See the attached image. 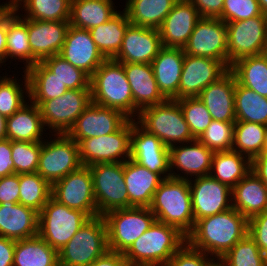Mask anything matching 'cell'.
Instances as JSON below:
<instances>
[{
    "label": "cell",
    "mask_w": 267,
    "mask_h": 266,
    "mask_svg": "<svg viewBox=\"0 0 267 266\" xmlns=\"http://www.w3.org/2000/svg\"><path fill=\"white\" fill-rule=\"evenodd\" d=\"M248 234V220L233 207L197 220L186 242L219 260Z\"/></svg>",
    "instance_id": "cell-1"
},
{
    "label": "cell",
    "mask_w": 267,
    "mask_h": 266,
    "mask_svg": "<svg viewBox=\"0 0 267 266\" xmlns=\"http://www.w3.org/2000/svg\"><path fill=\"white\" fill-rule=\"evenodd\" d=\"M185 242L176 227L156 220L123 255L128 266H166Z\"/></svg>",
    "instance_id": "cell-2"
},
{
    "label": "cell",
    "mask_w": 267,
    "mask_h": 266,
    "mask_svg": "<svg viewBox=\"0 0 267 266\" xmlns=\"http://www.w3.org/2000/svg\"><path fill=\"white\" fill-rule=\"evenodd\" d=\"M149 208L157 221L176 227L185 236L193 230L195 222L188 180L164 178Z\"/></svg>",
    "instance_id": "cell-3"
},
{
    "label": "cell",
    "mask_w": 267,
    "mask_h": 266,
    "mask_svg": "<svg viewBox=\"0 0 267 266\" xmlns=\"http://www.w3.org/2000/svg\"><path fill=\"white\" fill-rule=\"evenodd\" d=\"M94 104L114 108L133 119V95L123 65L106 59L90 77Z\"/></svg>",
    "instance_id": "cell-4"
},
{
    "label": "cell",
    "mask_w": 267,
    "mask_h": 266,
    "mask_svg": "<svg viewBox=\"0 0 267 266\" xmlns=\"http://www.w3.org/2000/svg\"><path fill=\"white\" fill-rule=\"evenodd\" d=\"M135 119L168 148L195 140L176 100L167 99L164 103L143 108Z\"/></svg>",
    "instance_id": "cell-5"
},
{
    "label": "cell",
    "mask_w": 267,
    "mask_h": 266,
    "mask_svg": "<svg viewBox=\"0 0 267 266\" xmlns=\"http://www.w3.org/2000/svg\"><path fill=\"white\" fill-rule=\"evenodd\" d=\"M108 251L103 216L90 218L58 251L59 266H89Z\"/></svg>",
    "instance_id": "cell-6"
},
{
    "label": "cell",
    "mask_w": 267,
    "mask_h": 266,
    "mask_svg": "<svg viewBox=\"0 0 267 266\" xmlns=\"http://www.w3.org/2000/svg\"><path fill=\"white\" fill-rule=\"evenodd\" d=\"M108 250L124 254L133 242L156 221L149 207H129L111 210L103 215Z\"/></svg>",
    "instance_id": "cell-7"
},
{
    "label": "cell",
    "mask_w": 267,
    "mask_h": 266,
    "mask_svg": "<svg viewBox=\"0 0 267 266\" xmlns=\"http://www.w3.org/2000/svg\"><path fill=\"white\" fill-rule=\"evenodd\" d=\"M89 219L86 213L68 208L51 196L39 212L38 235L59 251Z\"/></svg>",
    "instance_id": "cell-8"
},
{
    "label": "cell",
    "mask_w": 267,
    "mask_h": 266,
    "mask_svg": "<svg viewBox=\"0 0 267 266\" xmlns=\"http://www.w3.org/2000/svg\"><path fill=\"white\" fill-rule=\"evenodd\" d=\"M89 168L98 216L114 209L129 208L124 163H97Z\"/></svg>",
    "instance_id": "cell-9"
},
{
    "label": "cell",
    "mask_w": 267,
    "mask_h": 266,
    "mask_svg": "<svg viewBox=\"0 0 267 266\" xmlns=\"http://www.w3.org/2000/svg\"><path fill=\"white\" fill-rule=\"evenodd\" d=\"M42 141L37 173L51 185L82 166L79 147L67 134ZM50 141V142H49Z\"/></svg>",
    "instance_id": "cell-10"
},
{
    "label": "cell",
    "mask_w": 267,
    "mask_h": 266,
    "mask_svg": "<svg viewBox=\"0 0 267 266\" xmlns=\"http://www.w3.org/2000/svg\"><path fill=\"white\" fill-rule=\"evenodd\" d=\"M132 119L118 131L78 142L82 166L97 163H124L130 159Z\"/></svg>",
    "instance_id": "cell-11"
},
{
    "label": "cell",
    "mask_w": 267,
    "mask_h": 266,
    "mask_svg": "<svg viewBox=\"0 0 267 266\" xmlns=\"http://www.w3.org/2000/svg\"><path fill=\"white\" fill-rule=\"evenodd\" d=\"M228 69L238 59L265 53L267 15L226 23Z\"/></svg>",
    "instance_id": "cell-12"
},
{
    "label": "cell",
    "mask_w": 267,
    "mask_h": 266,
    "mask_svg": "<svg viewBox=\"0 0 267 266\" xmlns=\"http://www.w3.org/2000/svg\"><path fill=\"white\" fill-rule=\"evenodd\" d=\"M91 103L90 89L67 90L60 97L46 100L39 106L44 126L55 134H67Z\"/></svg>",
    "instance_id": "cell-13"
},
{
    "label": "cell",
    "mask_w": 267,
    "mask_h": 266,
    "mask_svg": "<svg viewBox=\"0 0 267 266\" xmlns=\"http://www.w3.org/2000/svg\"><path fill=\"white\" fill-rule=\"evenodd\" d=\"M51 196L68 208L86 213L90 218L98 216L89 166H81L54 182Z\"/></svg>",
    "instance_id": "cell-14"
},
{
    "label": "cell",
    "mask_w": 267,
    "mask_h": 266,
    "mask_svg": "<svg viewBox=\"0 0 267 266\" xmlns=\"http://www.w3.org/2000/svg\"><path fill=\"white\" fill-rule=\"evenodd\" d=\"M227 27L220 18L202 17L183 50L185 54L221 61L228 68Z\"/></svg>",
    "instance_id": "cell-15"
},
{
    "label": "cell",
    "mask_w": 267,
    "mask_h": 266,
    "mask_svg": "<svg viewBox=\"0 0 267 266\" xmlns=\"http://www.w3.org/2000/svg\"><path fill=\"white\" fill-rule=\"evenodd\" d=\"M191 179L188 181L194 222L232 208V189L228 185L210 175Z\"/></svg>",
    "instance_id": "cell-16"
},
{
    "label": "cell",
    "mask_w": 267,
    "mask_h": 266,
    "mask_svg": "<svg viewBox=\"0 0 267 266\" xmlns=\"http://www.w3.org/2000/svg\"><path fill=\"white\" fill-rule=\"evenodd\" d=\"M130 118L121 111L93 102L77 118L67 135L76 143L118 131Z\"/></svg>",
    "instance_id": "cell-17"
},
{
    "label": "cell",
    "mask_w": 267,
    "mask_h": 266,
    "mask_svg": "<svg viewBox=\"0 0 267 266\" xmlns=\"http://www.w3.org/2000/svg\"><path fill=\"white\" fill-rule=\"evenodd\" d=\"M130 159L158 173L163 179L171 177L169 148L155 135L138 125L135 119H132Z\"/></svg>",
    "instance_id": "cell-18"
},
{
    "label": "cell",
    "mask_w": 267,
    "mask_h": 266,
    "mask_svg": "<svg viewBox=\"0 0 267 266\" xmlns=\"http://www.w3.org/2000/svg\"><path fill=\"white\" fill-rule=\"evenodd\" d=\"M228 70L219 60L185 54L178 99L197 97L204 88L217 81Z\"/></svg>",
    "instance_id": "cell-19"
},
{
    "label": "cell",
    "mask_w": 267,
    "mask_h": 266,
    "mask_svg": "<svg viewBox=\"0 0 267 266\" xmlns=\"http://www.w3.org/2000/svg\"><path fill=\"white\" fill-rule=\"evenodd\" d=\"M60 55L89 77L106 60L98 50L89 30L69 26Z\"/></svg>",
    "instance_id": "cell-20"
},
{
    "label": "cell",
    "mask_w": 267,
    "mask_h": 266,
    "mask_svg": "<svg viewBox=\"0 0 267 266\" xmlns=\"http://www.w3.org/2000/svg\"><path fill=\"white\" fill-rule=\"evenodd\" d=\"M159 29L130 24L113 60L119 63L151 64L162 48Z\"/></svg>",
    "instance_id": "cell-21"
},
{
    "label": "cell",
    "mask_w": 267,
    "mask_h": 266,
    "mask_svg": "<svg viewBox=\"0 0 267 266\" xmlns=\"http://www.w3.org/2000/svg\"><path fill=\"white\" fill-rule=\"evenodd\" d=\"M213 153L212 150L207 148L198 139L184 143V145L169 147L171 177L189 180V175V177L208 176L211 171ZM175 169L177 172H179V169L184 175L182 174L181 176V173L177 174L173 171Z\"/></svg>",
    "instance_id": "cell-22"
},
{
    "label": "cell",
    "mask_w": 267,
    "mask_h": 266,
    "mask_svg": "<svg viewBox=\"0 0 267 266\" xmlns=\"http://www.w3.org/2000/svg\"><path fill=\"white\" fill-rule=\"evenodd\" d=\"M69 26V21H39L27 18L32 66L60 53Z\"/></svg>",
    "instance_id": "cell-23"
},
{
    "label": "cell",
    "mask_w": 267,
    "mask_h": 266,
    "mask_svg": "<svg viewBox=\"0 0 267 266\" xmlns=\"http://www.w3.org/2000/svg\"><path fill=\"white\" fill-rule=\"evenodd\" d=\"M201 18L190 1L178 0L159 28L162 46L184 48Z\"/></svg>",
    "instance_id": "cell-24"
},
{
    "label": "cell",
    "mask_w": 267,
    "mask_h": 266,
    "mask_svg": "<svg viewBox=\"0 0 267 266\" xmlns=\"http://www.w3.org/2000/svg\"><path fill=\"white\" fill-rule=\"evenodd\" d=\"M121 64L133 95V118L138 117L143 108L158 105L167 100L158 89L151 64Z\"/></svg>",
    "instance_id": "cell-25"
},
{
    "label": "cell",
    "mask_w": 267,
    "mask_h": 266,
    "mask_svg": "<svg viewBox=\"0 0 267 266\" xmlns=\"http://www.w3.org/2000/svg\"><path fill=\"white\" fill-rule=\"evenodd\" d=\"M236 81L234 73L229 69L222 77L209 84L197 96L207 107L213 120L236 122Z\"/></svg>",
    "instance_id": "cell-26"
},
{
    "label": "cell",
    "mask_w": 267,
    "mask_h": 266,
    "mask_svg": "<svg viewBox=\"0 0 267 266\" xmlns=\"http://www.w3.org/2000/svg\"><path fill=\"white\" fill-rule=\"evenodd\" d=\"M184 56L183 48L162 47L151 62L158 89L166 99L178 100Z\"/></svg>",
    "instance_id": "cell-27"
},
{
    "label": "cell",
    "mask_w": 267,
    "mask_h": 266,
    "mask_svg": "<svg viewBox=\"0 0 267 266\" xmlns=\"http://www.w3.org/2000/svg\"><path fill=\"white\" fill-rule=\"evenodd\" d=\"M39 213L20 203L0 204V236L18 241L38 235Z\"/></svg>",
    "instance_id": "cell-28"
},
{
    "label": "cell",
    "mask_w": 267,
    "mask_h": 266,
    "mask_svg": "<svg viewBox=\"0 0 267 266\" xmlns=\"http://www.w3.org/2000/svg\"><path fill=\"white\" fill-rule=\"evenodd\" d=\"M124 181L129 196V207H149L163 178L128 159L124 162Z\"/></svg>",
    "instance_id": "cell-29"
},
{
    "label": "cell",
    "mask_w": 267,
    "mask_h": 266,
    "mask_svg": "<svg viewBox=\"0 0 267 266\" xmlns=\"http://www.w3.org/2000/svg\"><path fill=\"white\" fill-rule=\"evenodd\" d=\"M232 207L247 220L267 210V187L252 171L232 188Z\"/></svg>",
    "instance_id": "cell-30"
},
{
    "label": "cell",
    "mask_w": 267,
    "mask_h": 266,
    "mask_svg": "<svg viewBox=\"0 0 267 266\" xmlns=\"http://www.w3.org/2000/svg\"><path fill=\"white\" fill-rule=\"evenodd\" d=\"M25 103L6 120V138L11 141L42 142L44 122L39 106Z\"/></svg>",
    "instance_id": "cell-31"
},
{
    "label": "cell",
    "mask_w": 267,
    "mask_h": 266,
    "mask_svg": "<svg viewBox=\"0 0 267 266\" xmlns=\"http://www.w3.org/2000/svg\"><path fill=\"white\" fill-rule=\"evenodd\" d=\"M112 0H71L70 26L90 30L118 13Z\"/></svg>",
    "instance_id": "cell-32"
},
{
    "label": "cell",
    "mask_w": 267,
    "mask_h": 266,
    "mask_svg": "<svg viewBox=\"0 0 267 266\" xmlns=\"http://www.w3.org/2000/svg\"><path fill=\"white\" fill-rule=\"evenodd\" d=\"M130 24L127 13L123 10L107 22L89 30L92 40L106 59H113L118 54Z\"/></svg>",
    "instance_id": "cell-33"
},
{
    "label": "cell",
    "mask_w": 267,
    "mask_h": 266,
    "mask_svg": "<svg viewBox=\"0 0 267 266\" xmlns=\"http://www.w3.org/2000/svg\"><path fill=\"white\" fill-rule=\"evenodd\" d=\"M25 71L29 82L27 97L37 106L46 100L60 97L68 90L42 62H37Z\"/></svg>",
    "instance_id": "cell-34"
},
{
    "label": "cell",
    "mask_w": 267,
    "mask_h": 266,
    "mask_svg": "<svg viewBox=\"0 0 267 266\" xmlns=\"http://www.w3.org/2000/svg\"><path fill=\"white\" fill-rule=\"evenodd\" d=\"M250 171L251 160L231 150L213 153L209 175L232 189Z\"/></svg>",
    "instance_id": "cell-35"
},
{
    "label": "cell",
    "mask_w": 267,
    "mask_h": 266,
    "mask_svg": "<svg viewBox=\"0 0 267 266\" xmlns=\"http://www.w3.org/2000/svg\"><path fill=\"white\" fill-rule=\"evenodd\" d=\"M178 0H127L123 9L131 24L159 29Z\"/></svg>",
    "instance_id": "cell-36"
},
{
    "label": "cell",
    "mask_w": 267,
    "mask_h": 266,
    "mask_svg": "<svg viewBox=\"0 0 267 266\" xmlns=\"http://www.w3.org/2000/svg\"><path fill=\"white\" fill-rule=\"evenodd\" d=\"M13 266H59L58 251L39 235L15 241Z\"/></svg>",
    "instance_id": "cell-37"
},
{
    "label": "cell",
    "mask_w": 267,
    "mask_h": 266,
    "mask_svg": "<svg viewBox=\"0 0 267 266\" xmlns=\"http://www.w3.org/2000/svg\"><path fill=\"white\" fill-rule=\"evenodd\" d=\"M230 70L234 73L237 82L267 97V56H247L234 62Z\"/></svg>",
    "instance_id": "cell-38"
},
{
    "label": "cell",
    "mask_w": 267,
    "mask_h": 266,
    "mask_svg": "<svg viewBox=\"0 0 267 266\" xmlns=\"http://www.w3.org/2000/svg\"><path fill=\"white\" fill-rule=\"evenodd\" d=\"M10 8L7 11V48L6 59L15 58L26 61L24 70L32 66V53L29 43L27 18H21Z\"/></svg>",
    "instance_id": "cell-39"
},
{
    "label": "cell",
    "mask_w": 267,
    "mask_h": 266,
    "mask_svg": "<svg viewBox=\"0 0 267 266\" xmlns=\"http://www.w3.org/2000/svg\"><path fill=\"white\" fill-rule=\"evenodd\" d=\"M11 8L18 12L24 9L28 18L39 21H69L71 0H10ZM23 4V5H22ZM24 16V17H23Z\"/></svg>",
    "instance_id": "cell-40"
},
{
    "label": "cell",
    "mask_w": 267,
    "mask_h": 266,
    "mask_svg": "<svg viewBox=\"0 0 267 266\" xmlns=\"http://www.w3.org/2000/svg\"><path fill=\"white\" fill-rule=\"evenodd\" d=\"M236 121H246L267 126V97L260 96L237 81L235 84Z\"/></svg>",
    "instance_id": "cell-41"
},
{
    "label": "cell",
    "mask_w": 267,
    "mask_h": 266,
    "mask_svg": "<svg viewBox=\"0 0 267 266\" xmlns=\"http://www.w3.org/2000/svg\"><path fill=\"white\" fill-rule=\"evenodd\" d=\"M267 126L246 121L234 124L232 150L247 156L250 160L263 153Z\"/></svg>",
    "instance_id": "cell-42"
},
{
    "label": "cell",
    "mask_w": 267,
    "mask_h": 266,
    "mask_svg": "<svg viewBox=\"0 0 267 266\" xmlns=\"http://www.w3.org/2000/svg\"><path fill=\"white\" fill-rule=\"evenodd\" d=\"M19 188V203L38 213L52 194V185L37 172L19 174Z\"/></svg>",
    "instance_id": "cell-43"
},
{
    "label": "cell",
    "mask_w": 267,
    "mask_h": 266,
    "mask_svg": "<svg viewBox=\"0 0 267 266\" xmlns=\"http://www.w3.org/2000/svg\"><path fill=\"white\" fill-rule=\"evenodd\" d=\"M218 261L224 266H267V257L247 234Z\"/></svg>",
    "instance_id": "cell-44"
},
{
    "label": "cell",
    "mask_w": 267,
    "mask_h": 266,
    "mask_svg": "<svg viewBox=\"0 0 267 266\" xmlns=\"http://www.w3.org/2000/svg\"><path fill=\"white\" fill-rule=\"evenodd\" d=\"M23 72L25 88L19 84V80L17 82V78L0 76V114L6 118L24 106L26 103L25 94L26 96L29 95L28 76L25 70Z\"/></svg>",
    "instance_id": "cell-45"
},
{
    "label": "cell",
    "mask_w": 267,
    "mask_h": 266,
    "mask_svg": "<svg viewBox=\"0 0 267 266\" xmlns=\"http://www.w3.org/2000/svg\"><path fill=\"white\" fill-rule=\"evenodd\" d=\"M42 63L68 88L90 89V77L82 70L74 67L60 55H53Z\"/></svg>",
    "instance_id": "cell-46"
},
{
    "label": "cell",
    "mask_w": 267,
    "mask_h": 266,
    "mask_svg": "<svg viewBox=\"0 0 267 266\" xmlns=\"http://www.w3.org/2000/svg\"><path fill=\"white\" fill-rule=\"evenodd\" d=\"M176 101L181 107L192 136L198 139L213 120L207 107L198 97H184Z\"/></svg>",
    "instance_id": "cell-47"
},
{
    "label": "cell",
    "mask_w": 267,
    "mask_h": 266,
    "mask_svg": "<svg viewBox=\"0 0 267 266\" xmlns=\"http://www.w3.org/2000/svg\"><path fill=\"white\" fill-rule=\"evenodd\" d=\"M234 124L235 122L212 120L198 140L213 152L231 151L234 142Z\"/></svg>",
    "instance_id": "cell-48"
},
{
    "label": "cell",
    "mask_w": 267,
    "mask_h": 266,
    "mask_svg": "<svg viewBox=\"0 0 267 266\" xmlns=\"http://www.w3.org/2000/svg\"><path fill=\"white\" fill-rule=\"evenodd\" d=\"M42 142L11 141L14 174L37 172Z\"/></svg>",
    "instance_id": "cell-49"
},
{
    "label": "cell",
    "mask_w": 267,
    "mask_h": 266,
    "mask_svg": "<svg viewBox=\"0 0 267 266\" xmlns=\"http://www.w3.org/2000/svg\"><path fill=\"white\" fill-rule=\"evenodd\" d=\"M262 14L258 0H225L222 14L218 18L228 23Z\"/></svg>",
    "instance_id": "cell-50"
},
{
    "label": "cell",
    "mask_w": 267,
    "mask_h": 266,
    "mask_svg": "<svg viewBox=\"0 0 267 266\" xmlns=\"http://www.w3.org/2000/svg\"><path fill=\"white\" fill-rule=\"evenodd\" d=\"M208 256L203 251L195 249L185 242L170 258L166 266H212L216 259Z\"/></svg>",
    "instance_id": "cell-51"
},
{
    "label": "cell",
    "mask_w": 267,
    "mask_h": 266,
    "mask_svg": "<svg viewBox=\"0 0 267 266\" xmlns=\"http://www.w3.org/2000/svg\"><path fill=\"white\" fill-rule=\"evenodd\" d=\"M248 234L267 257V210L248 220Z\"/></svg>",
    "instance_id": "cell-52"
},
{
    "label": "cell",
    "mask_w": 267,
    "mask_h": 266,
    "mask_svg": "<svg viewBox=\"0 0 267 266\" xmlns=\"http://www.w3.org/2000/svg\"><path fill=\"white\" fill-rule=\"evenodd\" d=\"M19 174L0 178V204L4 202L19 203Z\"/></svg>",
    "instance_id": "cell-53"
},
{
    "label": "cell",
    "mask_w": 267,
    "mask_h": 266,
    "mask_svg": "<svg viewBox=\"0 0 267 266\" xmlns=\"http://www.w3.org/2000/svg\"><path fill=\"white\" fill-rule=\"evenodd\" d=\"M198 10L201 17L218 18L223 11L225 0H188Z\"/></svg>",
    "instance_id": "cell-54"
},
{
    "label": "cell",
    "mask_w": 267,
    "mask_h": 266,
    "mask_svg": "<svg viewBox=\"0 0 267 266\" xmlns=\"http://www.w3.org/2000/svg\"><path fill=\"white\" fill-rule=\"evenodd\" d=\"M14 174L11 140H0V178Z\"/></svg>",
    "instance_id": "cell-55"
},
{
    "label": "cell",
    "mask_w": 267,
    "mask_h": 266,
    "mask_svg": "<svg viewBox=\"0 0 267 266\" xmlns=\"http://www.w3.org/2000/svg\"><path fill=\"white\" fill-rule=\"evenodd\" d=\"M15 241L0 236V266H13Z\"/></svg>",
    "instance_id": "cell-56"
},
{
    "label": "cell",
    "mask_w": 267,
    "mask_h": 266,
    "mask_svg": "<svg viewBox=\"0 0 267 266\" xmlns=\"http://www.w3.org/2000/svg\"><path fill=\"white\" fill-rule=\"evenodd\" d=\"M89 266H128L122 253L107 251L103 256L92 262Z\"/></svg>",
    "instance_id": "cell-57"
},
{
    "label": "cell",
    "mask_w": 267,
    "mask_h": 266,
    "mask_svg": "<svg viewBox=\"0 0 267 266\" xmlns=\"http://www.w3.org/2000/svg\"><path fill=\"white\" fill-rule=\"evenodd\" d=\"M251 171L256 174L267 187V153H262L251 160Z\"/></svg>",
    "instance_id": "cell-58"
},
{
    "label": "cell",
    "mask_w": 267,
    "mask_h": 266,
    "mask_svg": "<svg viewBox=\"0 0 267 266\" xmlns=\"http://www.w3.org/2000/svg\"><path fill=\"white\" fill-rule=\"evenodd\" d=\"M7 12L0 18V64L6 62Z\"/></svg>",
    "instance_id": "cell-59"
},
{
    "label": "cell",
    "mask_w": 267,
    "mask_h": 266,
    "mask_svg": "<svg viewBox=\"0 0 267 266\" xmlns=\"http://www.w3.org/2000/svg\"><path fill=\"white\" fill-rule=\"evenodd\" d=\"M6 120L7 118L0 114V140L6 139Z\"/></svg>",
    "instance_id": "cell-60"
},
{
    "label": "cell",
    "mask_w": 267,
    "mask_h": 266,
    "mask_svg": "<svg viewBox=\"0 0 267 266\" xmlns=\"http://www.w3.org/2000/svg\"><path fill=\"white\" fill-rule=\"evenodd\" d=\"M11 8V2L0 5V18Z\"/></svg>",
    "instance_id": "cell-61"
},
{
    "label": "cell",
    "mask_w": 267,
    "mask_h": 266,
    "mask_svg": "<svg viewBox=\"0 0 267 266\" xmlns=\"http://www.w3.org/2000/svg\"><path fill=\"white\" fill-rule=\"evenodd\" d=\"M258 2L263 14L267 15V0H258Z\"/></svg>",
    "instance_id": "cell-62"
},
{
    "label": "cell",
    "mask_w": 267,
    "mask_h": 266,
    "mask_svg": "<svg viewBox=\"0 0 267 266\" xmlns=\"http://www.w3.org/2000/svg\"><path fill=\"white\" fill-rule=\"evenodd\" d=\"M263 153H267V130H266V139H265V146L263 149Z\"/></svg>",
    "instance_id": "cell-63"
},
{
    "label": "cell",
    "mask_w": 267,
    "mask_h": 266,
    "mask_svg": "<svg viewBox=\"0 0 267 266\" xmlns=\"http://www.w3.org/2000/svg\"><path fill=\"white\" fill-rule=\"evenodd\" d=\"M212 266H224V265L217 260Z\"/></svg>",
    "instance_id": "cell-64"
},
{
    "label": "cell",
    "mask_w": 267,
    "mask_h": 266,
    "mask_svg": "<svg viewBox=\"0 0 267 266\" xmlns=\"http://www.w3.org/2000/svg\"><path fill=\"white\" fill-rule=\"evenodd\" d=\"M264 54L267 56V45H266V49H265V53Z\"/></svg>",
    "instance_id": "cell-65"
}]
</instances>
